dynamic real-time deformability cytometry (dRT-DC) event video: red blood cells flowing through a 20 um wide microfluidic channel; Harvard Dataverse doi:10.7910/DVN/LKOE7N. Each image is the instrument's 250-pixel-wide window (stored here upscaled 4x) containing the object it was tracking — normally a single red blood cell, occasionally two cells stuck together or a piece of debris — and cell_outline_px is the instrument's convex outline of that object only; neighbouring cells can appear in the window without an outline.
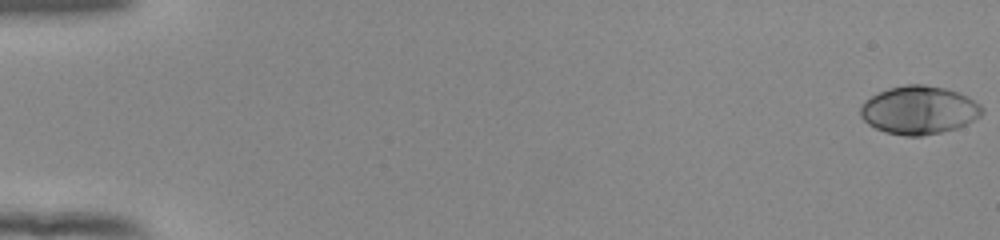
{"species": "human", "species_latin": "Homo sapiens", "temperature_condition": "room temperature", "stored_images_in_passage": 55, "camera_frame_rate_fps": 3000, "um_per_image_px": 0.085, "donor": {"sex": "female"}, "frame": {"image": 1, "passage_image": 1, "time_ms": 0.0, "image_size_px": [1000, 240], "cell_outline_px": [[984, 112], [980, 116], [956, 128], [940, 132], [920, 136], [904, 136], [884, 132], [868, 124], [860, 116], [860, 104], [872, 96], [888, 88], [904, 84], [924, 84], [944, 88], [960, 92], [968, 96], [980, 104], [984, 108]], "centroid_in_image_um": [78.11, 9.35], "position_along_channel_um": 6.9, "area_um2": 34.28}}
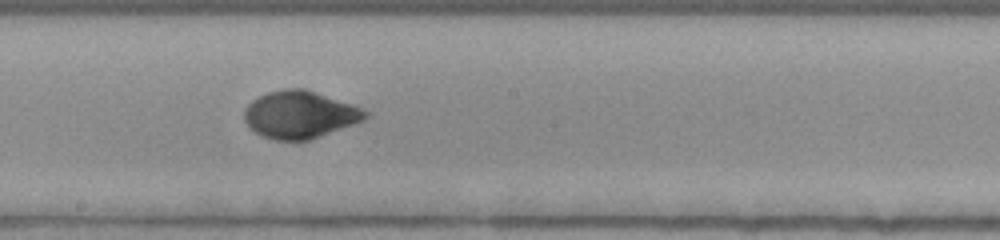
{"frame": {"image": 2, "passage_image": 32, "time_ms": 10.333, "image_size_px": [1000, 240], "cell_outline_px": [[368, 116], [364, 120], [308, 140], [276, 140], [264, 136], [256, 132], [244, 120], [244, 108], [252, 100], [268, 92], [284, 88], [304, 88], [352, 104], [368, 112]], "centroid_in_image_um": [25.47, 9.73], "position_along_channel_um": 222.7, "area_um2": 33.0}}
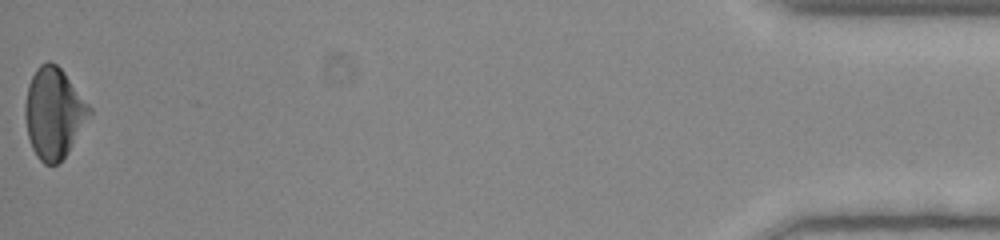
{"frame": {"image": 3, "passage_image": 55, "time_ms": 18.0, "image_size_px": [1000, 240], "cell_outline_px": [[92, 112], [68, 152], [56, 164], [44, 164], [36, 156], [32, 148], [28, 136], [24, 116], [24, 104], [28, 84], [36, 68], [40, 64], [48, 60], [56, 64], [64, 72], [92, 108]], "centroid_in_image_um": [4.55, 9.59], "position_along_channel_um": 430.6, "area_um2": 33.87}, "authors_computed_cell_mechanics": {"area_um2": 32.7726, "velocity_mm_per_s": 3.8782, "shape_relaxation_time_tau1_ms": 3.5559, "shape_relaxation_time_tau2_ms": null, "deformation_change_tau1": 0.1974, "deformation_change_tau2": null}}